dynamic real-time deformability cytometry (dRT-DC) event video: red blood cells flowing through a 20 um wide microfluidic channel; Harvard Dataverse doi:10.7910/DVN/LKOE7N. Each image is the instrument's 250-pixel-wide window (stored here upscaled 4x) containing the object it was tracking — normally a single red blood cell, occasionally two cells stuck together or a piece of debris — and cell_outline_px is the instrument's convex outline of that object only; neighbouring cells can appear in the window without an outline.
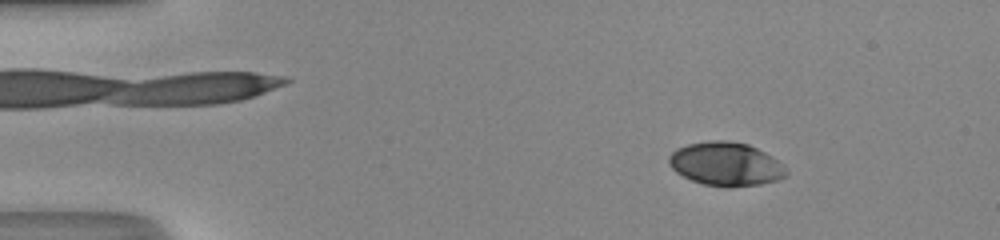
{"species": "human", "species_latin": "Homo sapiens", "temperature_condition": "room temperature", "stored_images_in_passage": 48, "camera_frame_rate_fps": 3000, "um_per_image_px": 0.085, "donor": {"sex": "male"}, "frame": {"image": 1, "passage_image": 7, "time_ms": 2.0, "image_size_px": [1000, 240], "cell_outline_px": [[788, 172], [784, 176], [776, 180], [760, 184], [728, 188], [724, 188], [704, 184], [692, 180], [676, 172], [668, 164], [668, 156], [676, 148], [688, 144], [708, 140], [728, 140], [748, 144], [772, 156]], "centroid_in_image_um": [61.65, 13.94], "position_along_channel_um": 23.4, "area_um2": 29.82}}
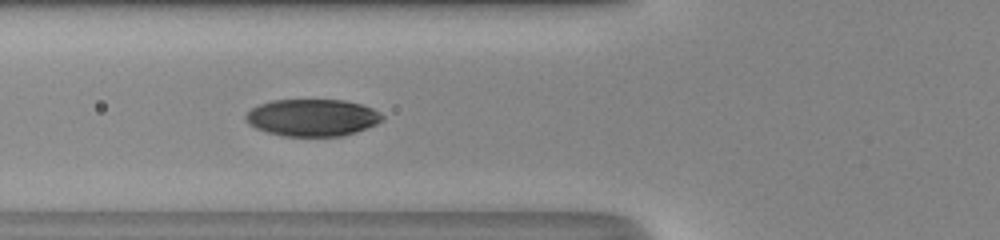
{"frame": {"image": 2, "passage_image": 19, "time_ms": 6.0, "image_size_px": [1000, 240], "cell_outline_px": [[384, 120], [368, 128], [356, 132], [340, 136], [284, 136], [268, 132], [256, 128], [248, 124], [244, 120], [244, 116], [252, 108], [260, 104], [272, 100], [344, 100], [360, 104], [372, 108], [380, 112], [384, 116]], "centroid_in_image_um": [26.56, 10.0], "position_along_channel_um": 99.2, "area_um2": 29.59}}
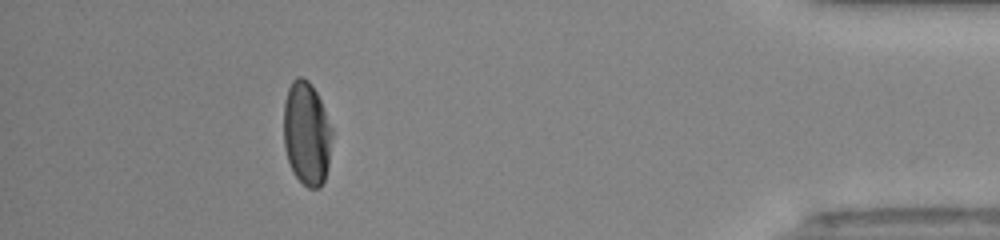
{"frame": {"image": 3, "passage_image": 44, "time_ms": 14.333, "image_size_px": [1000, 240], "cell_outline_px": [[332, 132], [328, 168], [324, 180], [320, 188], [308, 188], [296, 176], [288, 160], [284, 148], [284, 100], [288, 88], [292, 80], [296, 76], [300, 76], [308, 80], [316, 92], [320, 100], [332, 128]], "centroid_in_image_um": [26.06, 11.33], "position_along_channel_um": 409.1, "area_um2": 29.19}, "authors_computed_cell_mechanics": {"area_um2": 29.7959, "velocity_mm_per_s": 4.336, "shape_relaxation_time_tau1_ms": 2.9642, "shape_relaxation_time_tau2_ms": 0.9662, "deformation_change_tau1": 0.1456, "deformation_change_tau2": 0.0323}}